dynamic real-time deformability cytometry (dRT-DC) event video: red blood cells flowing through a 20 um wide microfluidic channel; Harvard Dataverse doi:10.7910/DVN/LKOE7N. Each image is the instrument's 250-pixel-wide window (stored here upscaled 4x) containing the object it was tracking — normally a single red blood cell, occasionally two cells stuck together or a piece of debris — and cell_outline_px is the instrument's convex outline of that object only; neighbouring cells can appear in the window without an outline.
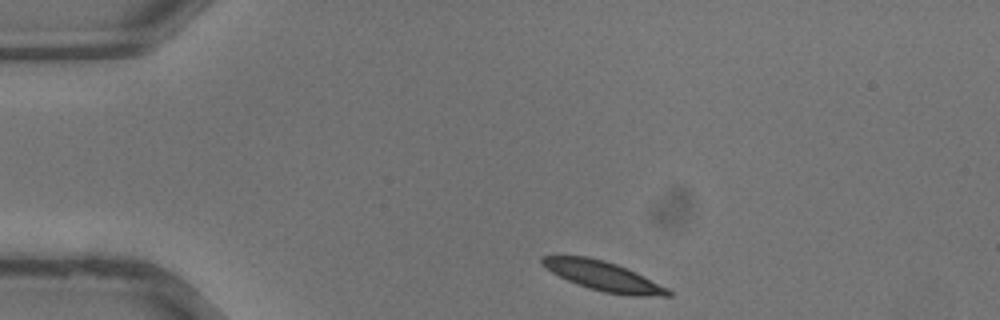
{"species": "common noctule bat (a hibernating species)", "species_latin": "Nyctalus noctula", "temperature_condition": "warm", "stored_images_in_passage": 28, "camera_frame_rate_fps": 3000, "um_per_image_px": 0.085, "animal": {"sex": "male", "body_mass_g": 13.3}, "frame": {"image": 1, "passage_image": 1, "time_ms": 0.0, "image_size_px": [1000, 320], "cell_outline_px": [[672, 296], [628, 296], [604, 292], [588, 288], [576, 284], [552, 272], [540, 264], [540, 256], [588, 256], [604, 260], [616, 264], [668, 288], [672, 292]], "centroid_in_image_um": [51.25, 23.47], "position_along_channel_um": 33.7, "area_um2": 21.44}}
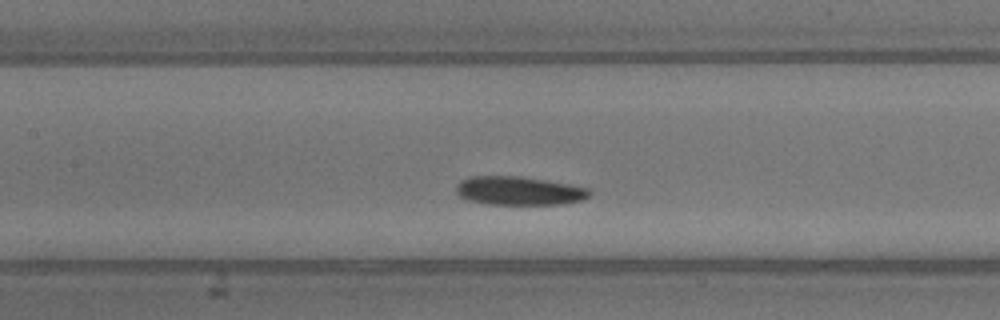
{"frame": {"image": 2, "passage_image": 11, "time_ms": 3.333, "image_size_px": [1000, 320], "cell_outline_px": [[592, 192], [584, 200], [564, 204], [488, 204], [468, 200], [460, 196], [456, 192], [456, 184], [460, 180], [468, 176], [520, 176], [568, 184], [588, 188]], "centroid_in_image_um": [44.09, 16.21], "position_along_channel_um": 163.3, "area_um2": 22.31}}
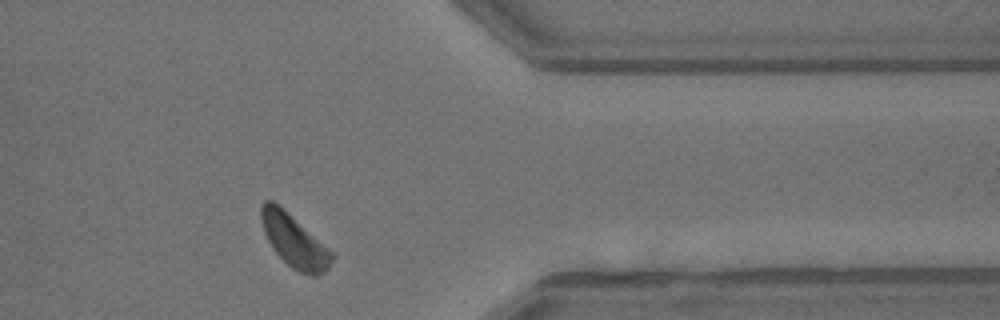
{"frame": {"image": 3, "passage_image": 24, "time_ms": 7.667, "image_size_px": [1000, 320], "cell_outline_px": [[336, 256], [328, 268], [324, 272], [316, 276], [312, 276], [300, 272], [292, 268], [276, 252], [268, 240], [264, 232], [260, 216], [260, 208], [264, 200], [272, 200], [328, 248]], "centroid_in_image_um": [25.01, 20.5], "position_along_channel_um": 386.4, "area_um2": 21.04}}